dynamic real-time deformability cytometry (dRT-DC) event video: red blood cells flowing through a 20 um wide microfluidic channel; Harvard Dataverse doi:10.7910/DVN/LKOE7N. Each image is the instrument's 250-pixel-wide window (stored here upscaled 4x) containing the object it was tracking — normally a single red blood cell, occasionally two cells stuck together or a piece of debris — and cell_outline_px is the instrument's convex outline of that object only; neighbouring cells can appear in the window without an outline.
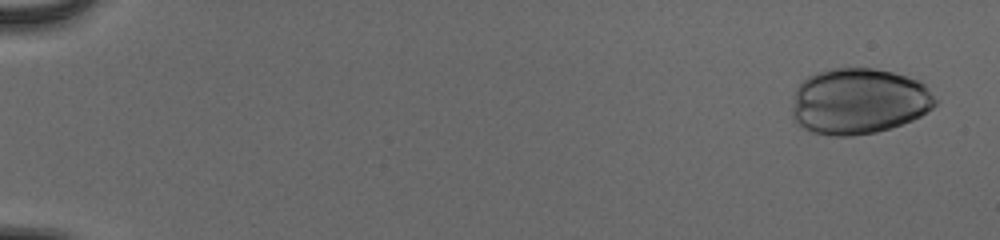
{"species": "human", "species_latin": "Homo sapiens", "temperature_condition": "cold", "stored_images_in_passage": 49, "camera_frame_rate_fps": 3000, "um_per_image_px": 0.085, "donor": {"sex": "male"}, "frame": {"image": 1, "passage_image": 3, "time_ms": 0.667, "image_size_px": [1000, 240], "cell_outline_px": [[940, 100], [932, 108], [920, 116], [912, 120], [876, 132], [852, 136], [832, 136], [812, 132], [804, 128], [792, 116], [792, 108], [796, 88], [808, 76], [816, 72], [832, 68], [872, 68], [892, 72], [920, 80]], "centroid_in_image_um": [73.02, 8.6], "position_along_channel_um": 12.0, "area_um2": 55.2}}
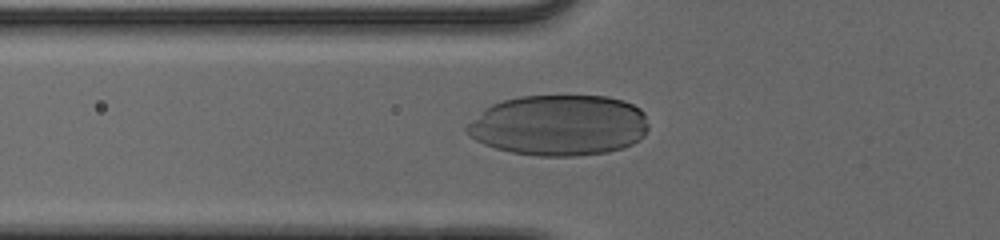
{"frame": {"image": 2, "passage_image": 22, "time_ms": 7.0, "image_size_px": [1000, 240], "cell_outline_px": [[648, 128], [644, 136], [632, 144], [624, 148], [608, 152], [576, 156], [540, 156], [512, 152], [496, 148], [484, 144], [476, 140], [464, 128], [472, 120], [492, 104], [504, 100], [520, 96], [608, 96], [624, 100], [640, 108], [644, 112], [648, 124]], "centroid_in_image_um": [47.57, 10.65], "position_along_channel_um": 78.2, "area_um2": 64.39}}
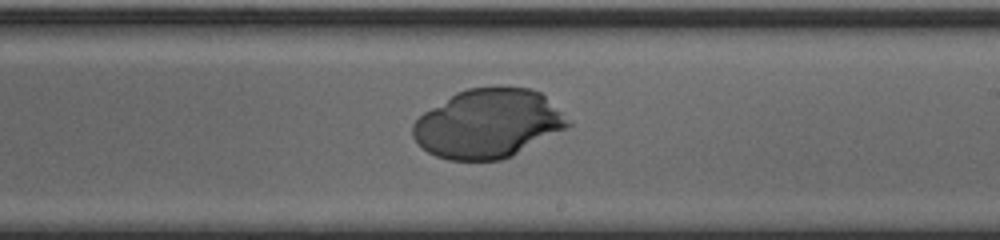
{"frame": {"image": 3, "passage_image": 35, "time_ms": 11.333, "image_size_px": [1000, 240], "cell_outline_px": [[572, 124], [568, 128], [512, 156], [500, 160], [448, 160], [436, 156], [428, 152], [412, 136], [412, 124], [424, 112], [456, 92], [468, 88], [532, 88], [540, 92]], "centroid_in_image_um": [41.47, 10.52], "position_along_channel_um": 247.5, "area_um2": 61.67}}